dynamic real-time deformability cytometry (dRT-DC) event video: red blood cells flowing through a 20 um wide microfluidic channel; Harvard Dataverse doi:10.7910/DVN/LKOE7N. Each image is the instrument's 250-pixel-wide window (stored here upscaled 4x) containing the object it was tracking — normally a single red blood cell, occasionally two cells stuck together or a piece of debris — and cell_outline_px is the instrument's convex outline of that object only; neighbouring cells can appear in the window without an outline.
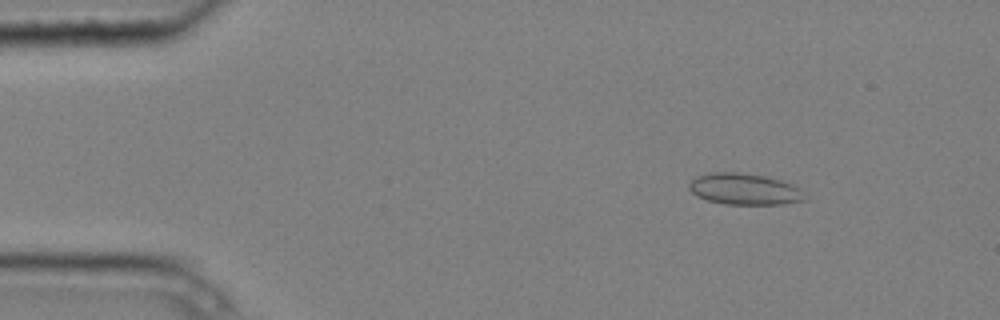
{"species": "common noctule bat (a hibernating species)", "species_latin": "Nyctalus noctula", "temperature_condition": "cold", "stored_images_in_passage": 4, "camera_frame_rate_fps": 3000, "um_per_image_px": 0.085, "animal": {"sex": "male", "body_mass_g": 20.4}, "frame": {"image": 1, "passage_image": 2, "time_ms": 0.333, "image_size_px": [1000, 320], "cell_outline_px": [[804, 200], [780, 204], [724, 204], [708, 200], [696, 196], [688, 188], [688, 184], [696, 176], [712, 172], [736, 172], [768, 176], [792, 184], [800, 188]], "centroid_in_image_um": [63.23, 16.06], "position_along_channel_um": 21.8, "area_um2": 21.04}}